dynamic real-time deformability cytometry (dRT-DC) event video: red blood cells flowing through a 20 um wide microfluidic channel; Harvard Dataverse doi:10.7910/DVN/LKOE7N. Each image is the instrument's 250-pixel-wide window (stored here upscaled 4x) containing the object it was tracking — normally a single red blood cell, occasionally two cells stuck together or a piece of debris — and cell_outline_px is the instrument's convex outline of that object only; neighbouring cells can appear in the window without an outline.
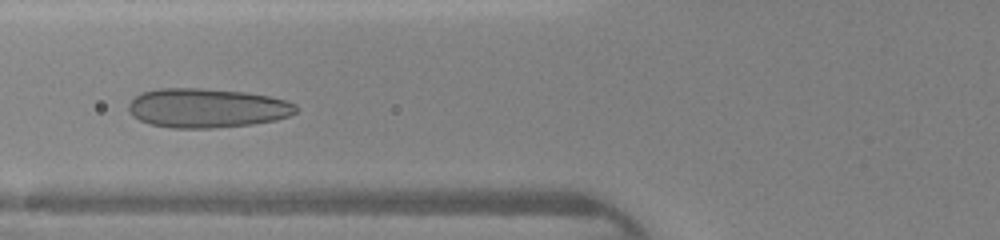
{"species": "human", "species_latin": "Homo sapiens", "temperature_condition": "warm", "stored_images_in_passage": 41, "camera_frame_rate_fps": 3000, "um_per_image_px": 0.085, "donor": {"sex": "female"}, "frame": {"image": 1, "passage_image": 14, "time_ms": 4.333, "image_size_px": [1000, 240], "cell_outline_px": [[296, 112], [288, 116], [276, 120], [252, 124], [212, 128], [172, 128], [148, 124], [132, 116], [128, 112], [128, 104], [136, 96], [144, 92], [160, 88], [200, 88], [244, 92], [268, 96], [284, 100], [296, 104]], "centroid_in_image_um": [17.56, 9.19], "position_along_channel_um": 108.2, "area_um2": 38.26}}
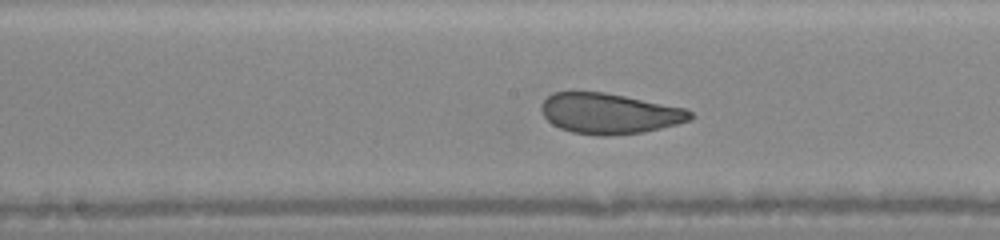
{"frame": {"image": 2, "passage_image": 20, "time_ms": 6.333, "image_size_px": [1000, 240], "cell_outline_px": [[696, 116], [692, 120], [644, 132], [608, 136], [596, 136], [572, 132], [560, 128], [552, 124], [544, 116], [540, 108], [540, 104], [552, 92], [604, 92], [688, 108]], "centroid_in_image_um": [51.83, 9.65], "position_along_channel_um": 196.4, "area_um2": 35.49}}
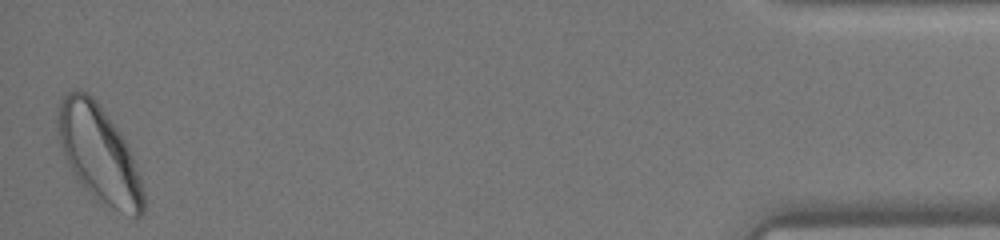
{"frame": {"image": 3, "passage_image": 41, "time_ms": 13.333, "image_size_px": [1000, 240], "cell_outline_px": [[144, 216], [136, 220], [120, 212], [108, 204], [84, 184], [76, 176], [68, 164], [60, 144], [56, 120], [60, 100], [72, 88], [80, 88], [88, 92], [96, 100], [116, 128], [124, 140], [132, 156], [140, 176], [144, 192]], "centroid_in_image_um": [8.42, 13.03], "position_along_channel_um": 426.8, "area_um2": 47.34}}